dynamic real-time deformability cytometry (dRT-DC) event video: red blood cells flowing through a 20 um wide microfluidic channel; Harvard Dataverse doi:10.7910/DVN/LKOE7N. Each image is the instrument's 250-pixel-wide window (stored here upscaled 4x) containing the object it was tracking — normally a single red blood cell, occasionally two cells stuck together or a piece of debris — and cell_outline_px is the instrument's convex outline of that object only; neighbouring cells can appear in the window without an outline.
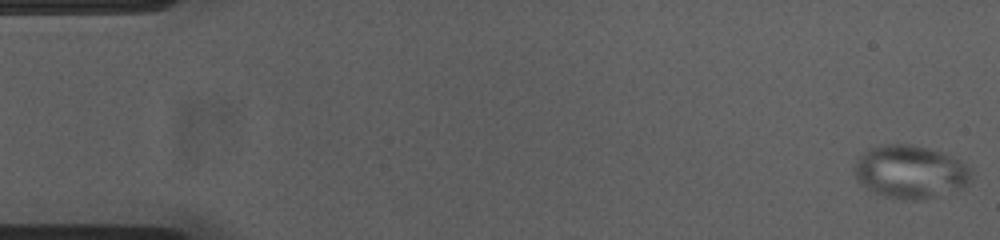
{"species": "common noctule bat (a hibernating species)", "species_latin": "Nyctalus noctula", "temperature_condition": "cold", "stored_images_in_passage": 54, "camera_frame_rate_fps": 3000, "um_per_image_px": 0.085, "animal": {"sex": "female", "body_mass_g": 23.0, "forearm_length_mm": 53.4}, "frame": {"image": 1, "passage_image": 1, "time_ms": 0.0, "image_size_px": [1000, 240], "cell_outline_px": [[968, 184], [960, 188], [932, 196], [916, 200], [904, 200], [888, 196], [876, 192], [868, 188], [856, 180], [852, 172], [860, 156], [868, 148], [888, 144], [912, 144], [940, 152], [960, 160], [968, 168]], "centroid_in_image_um": [77.31, 14.58], "position_along_channel_um": 7.7, "area_um2": 35.26}}
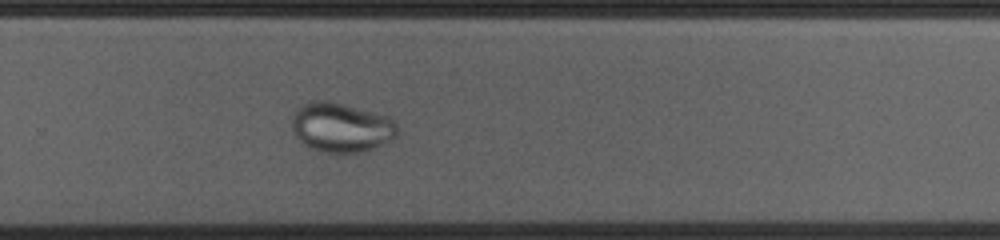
{"frame": {"image": 2, "passage_image": 36, "time_ms": 11.667, "image_size_px": [1000, 240], "cell_outline_px": [[396, 136], [364, 152], [324, 152], [312, 148], [304, 144], [296, 136], [292, 128], [292, 116], [304, 104], [312, 100], [332, 100], [388, 116], [396, 124]], "centroid_in_image_um": [28.98, 10.8], "position_along_channel_um": 300.8, "area_um2": 30.06}}
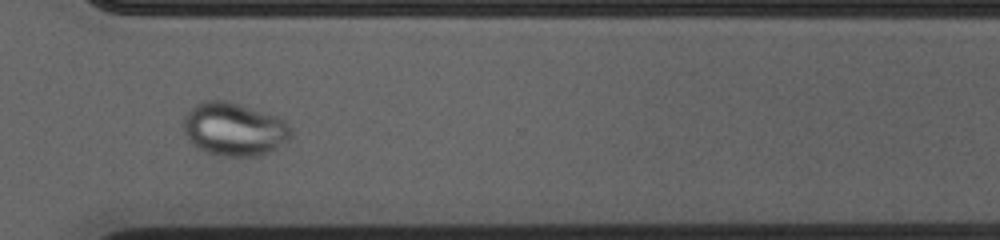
{"frame": {"image": 3, "passage_image": 40, "time_ms": 13.0, "image_size_px": [1000, 240], "cell_outline_px": [[292, 136], [288, 140], [276, 148], [268, 152], [256, 156], [220, 156], [204, 152], [192, 144], [188, 140], [180, 124], [184, 116], [196, 104], [208, 100], [224, 100], [276, 116], [284, 120], [292, 128]], "centroid_in_image_um": [19.86, 11.0], "position_along_channel_um": 350.7, "area_um2": 33.47}}